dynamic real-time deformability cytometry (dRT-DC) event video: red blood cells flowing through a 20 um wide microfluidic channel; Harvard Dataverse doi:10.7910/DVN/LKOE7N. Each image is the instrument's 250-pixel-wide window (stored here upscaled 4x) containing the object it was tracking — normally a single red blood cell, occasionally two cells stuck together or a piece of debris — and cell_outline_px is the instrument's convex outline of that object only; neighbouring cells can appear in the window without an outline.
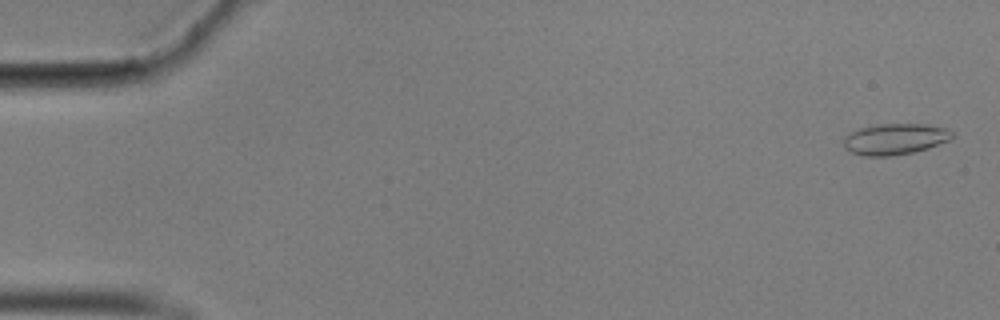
{"species": "common noctule bat (a hibernating species)", "species_latin": "Nyctalus noctula", "temperature_condition": "cold", "stored_images_in_passage": 45, "camera_frame_rate_fps": 3000, "um_per_image_px": 0.085, "animal": {"sex": "male", "body_mass_g": 17.9}, "frame": {"image": 1, "passage_image": 2, "time_ms": 0.333, "image_size_px": [1000, 320], "cell_outline_px": [[956, 136], [948, 140], [928, 148], [912, 152], [892, 156], [864, 156], [852, 152], [844, 148], [844, 136], [860, 128], [880, 124], [928, 124], [948, 128], [956, 132]], "centroid_in_image_um": [76.13, 11.81], "position_along_channel_um": 8.9, "area_um2": 19.77}}
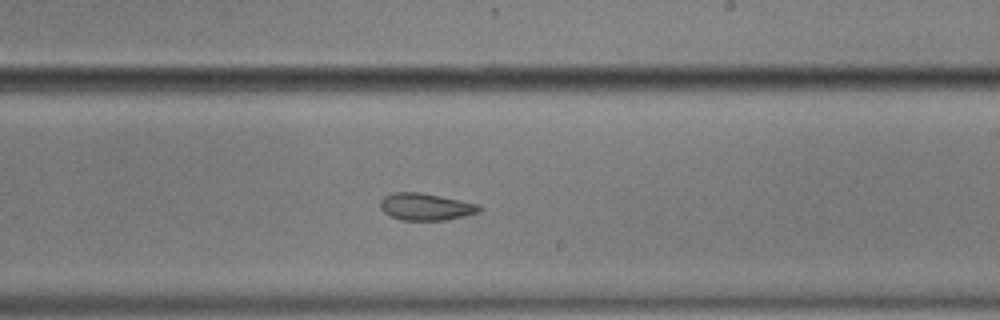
{"frame": {"image": 2, "passage_image": 22, "time_ms": 7.0, "image_size_px": [1000, 320], "cell_outline_px": [[484, 208], [480, 212], [464, 216], [444, 220], [404, 220], [392, 216], [384, 212], [380, 208], [380, 200], [384, 196], [392, 192], [420, 192], [480, 204]], "centroid_in_image_um": [36.21, 17.56], "position_along_channel_um": 252.8, "area_um2": 15.66}}
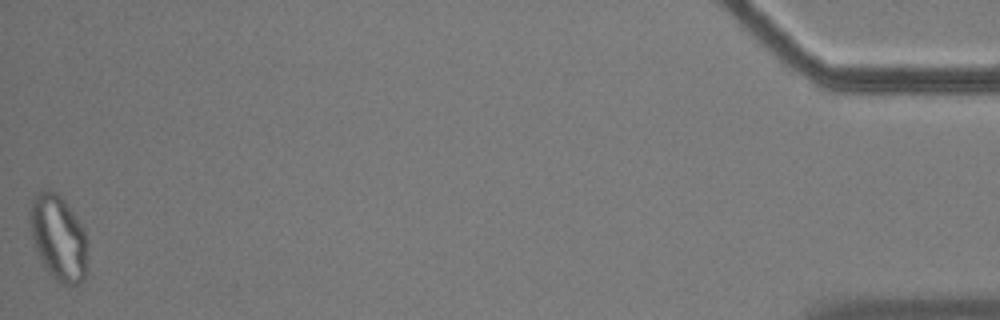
{"frame": {"image": 3, "passage_image": 45, "time_ms": 14.667, "image_size_px": [1000, 320], "cell_outline_px": [[88, 268], [84, 280], [80, 284], [64, 284], [56, 280], [48, 272], [36, 248], [32, 236], [28, 220], [28, 212], [32, 200], [44, 188], [52, 188], [64, 200], [76, 216], [84, 228], [88, 240]], "centroid_in_image_um": [5.0, 20.2], "position_along_channel_um": 430.2, "area_um2": 29.19}, "authors_computed_cell_mechanics": {"area_um2": 16.9354, "velocity_mm_per_s": 3.5062, "shape_relaxation_time_tau1_ms": null, "shape_relaxation_time_tau2_ms": 3.9503, "deformation_change_tau1": null, "deformation_change_tau2": 0.0959}}